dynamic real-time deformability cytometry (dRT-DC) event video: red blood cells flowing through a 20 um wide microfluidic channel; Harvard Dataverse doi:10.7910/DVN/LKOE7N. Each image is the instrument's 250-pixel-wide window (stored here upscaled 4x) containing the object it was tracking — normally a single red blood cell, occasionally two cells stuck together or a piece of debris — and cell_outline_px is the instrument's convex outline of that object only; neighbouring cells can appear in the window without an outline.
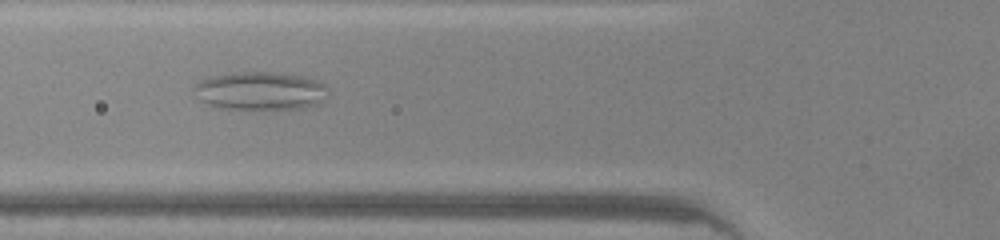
{"species": "common noctule bat (a hibernating species)", "species_latin": "Nyctalus noctula", "temperature_condition": "warm", "stored_images_in_passage": 20, "camera_frame_rate_fps": 3000, "um_per_image_px": 0.085, "animal": {"sex": "male", "body_mass_g": 20.0, "forearm_length_mm": 53.3}, "frame": {"image": 1, "passage_image": 6, "time_ms": 1.667, "image_size_px": [1000, 240], "cell_outline_px": [[328, 96], [320, 104], [304, 108], [224, 108], [208, 104], [192, 88], [200, 80], [212, 76], [232, 72], [280, 72], [304, 76], [320, 80], [328, 88]], "centroid_in_image_um": [22.23, 7.69], "position_along_channel_um": 103.6, "area_um2": 29.82}}
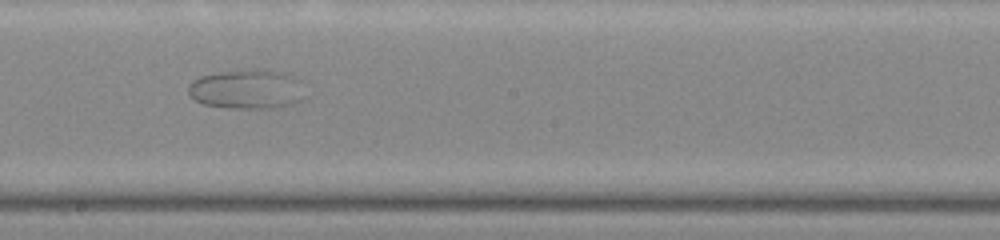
{"frame": {"image": 2, "passage_image": 15, "time_ms": 4.667, "image_size_px": [1000, 240], "cell_outline_px": [[308, 96], [304, 100], [296, 104], [280, 108], [232, 108], [204, 104], [196, 100], [188, 92], [188, 84], [192, 80], [200, 76], [216, 72], [252, 68], [260, 68], [288, 72], [296, 76], [300, 80]], "centroid_in_image_um": [21.11, 7.56], "position_along_channel_um": 227.1, "area_um2": 27.98}}
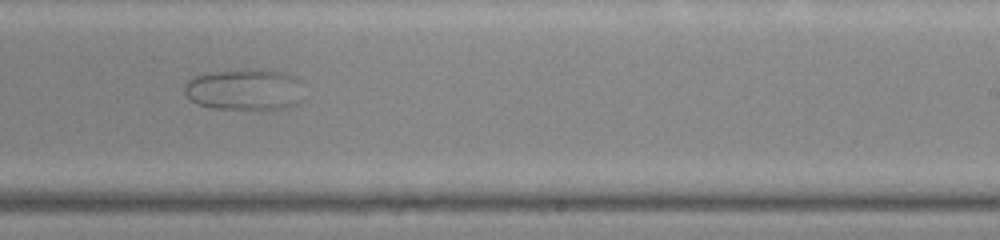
{"frame": {"image": 3, "passage_image": 18, "time_ms": 5.667, "image_size_px": [1000, 240], "cell_outline_px": [[296, 80], [292, 104], [288, 108], [272, 112], [216, 108], [196, 104], [188, 100], [184, 92], [184, 84], [188, 80], [196, 76], [208, 72], [248, 68], [256, 68], [284, 72], [296, 76]], "centroid_in_image_um": [20.63, 7.63], "position_along_channel_um": 268.4, "area_um2": 28.9}}